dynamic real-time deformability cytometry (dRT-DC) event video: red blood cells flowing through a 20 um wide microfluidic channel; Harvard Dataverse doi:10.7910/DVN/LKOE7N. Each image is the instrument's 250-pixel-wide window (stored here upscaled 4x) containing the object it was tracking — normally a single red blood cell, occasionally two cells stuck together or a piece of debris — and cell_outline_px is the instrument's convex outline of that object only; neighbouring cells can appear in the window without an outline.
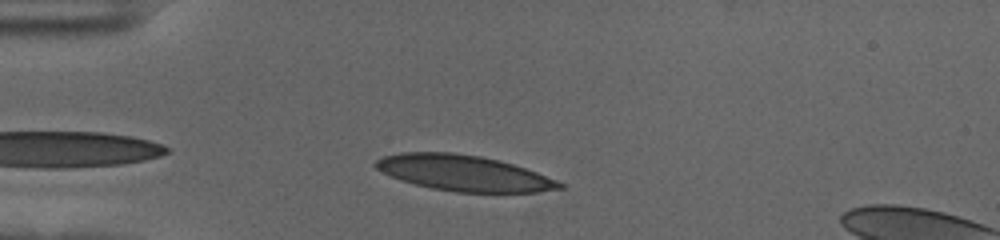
{"species": "human", "species_latin": "Homo sapiens", "temperature_condition": "cold", "stored_images_in_passage": 39, "camera_frame_rate_fps": 3000, "um_per_image_px": 0.085, "donor": {"sex": "female"}, "frame": {"image": 1, "passage_image": 4, "time_ms": 1.0, "image_size_px": [1000, 240], "cell_outline_px": [[564, 188], [536, 192], [456, 192], [432, 188], [400, 180], [376, 168], [372, 164], [376, 160], [384, 156], [400, 152], [452, 152], [480, 156], [512, 164], [536, 172], [556, 180], [564, 184]], "centroid_in_image_um": [39.4, 14.71], "position_along_channel_um": 45.6, "area_um2": 37.92}}
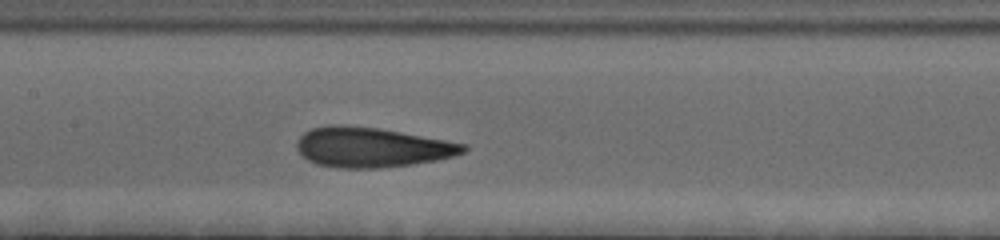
{"frame": {"image": 2, "passage_image": 17, "time_ms": 5.333, "image_size_px": [1000, 240], "cell_outline_px": [[468, 148], [464, 152], [452, 156], [436, 160], [412, 164], [380, 168], [336, 168], [316, 164], [308, 160], [296, 148], [296, 144], [300, 136], [304, 132], [312, 128], [332, 124], [336, 124], [376, 128], [400, 132], [468, 144]], "centroid_in_image_um": [31.58, 12.52], "position_along_channel_um": 175.8, "area_um2": 38.55}}
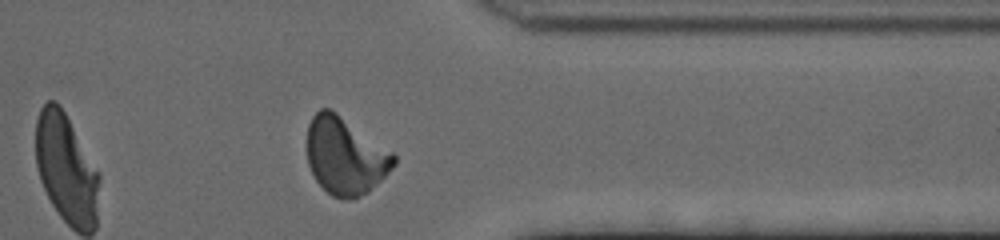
{"frame": {"image": 3, "passage_image": 35, "time_ms": 11.333, "image_size_px": [1000, 240], "cell_outline_px": [[396, 164], [368, 192], [352, 200], [344, 200], [332, 196], [316, 180], [308, 164], [308, 124], [312, 116], [320, 108], [332, 108], [392, 152], [396, 156]], "centroid_in_image_um": [29.34, 13.24], "position_along_channel_um": 382.1, "area_um2": 38.96}, "authors_computed_cell_mechanics": {"area_um2": 38.0324, "velocity_mm_per_s": 3.5567, "shape_relaxation_time_tau1_ms": 4.6647, "shape_relaxation_time_tau2_ms": 1.457, "deformation_change_tau1": 0.1864, "deformation_change_tau2": 0.1024}}